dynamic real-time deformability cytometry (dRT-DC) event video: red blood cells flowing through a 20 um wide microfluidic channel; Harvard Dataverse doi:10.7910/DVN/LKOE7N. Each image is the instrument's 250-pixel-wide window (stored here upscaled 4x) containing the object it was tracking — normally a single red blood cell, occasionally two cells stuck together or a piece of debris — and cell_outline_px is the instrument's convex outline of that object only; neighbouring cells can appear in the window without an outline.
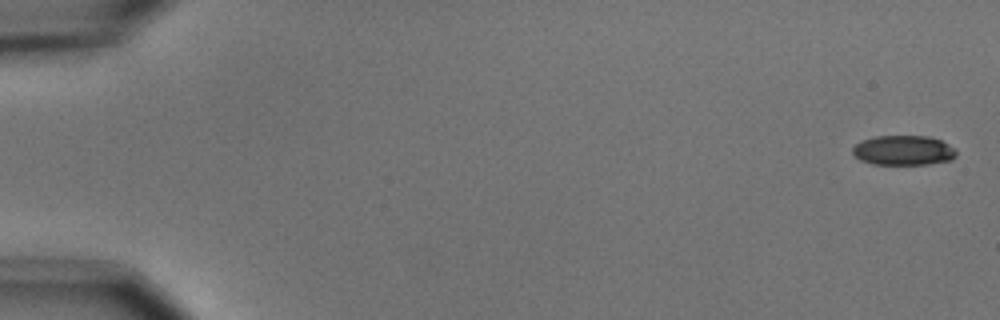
{"species": "common noctule bat (a hibernating species)", "species_latin": "Nyctalus noctula", "temperature_condition": "cold", "stored_images_in_passage": 6, "camera_frame_rate_fps": 3000, "um_per_image_px": 0.085, "animal": {"sex": "male", "body_mass_g": 15.6}, "frame": {"image": 1, "passage_image": 1, "time_ms": 0.0, "image_size_px": [1000, 320], "cell_outline_px": [[956, 156], [952, 160], [928, 164], [872, 164], [860, 160], [852, 152], [852, 148], [856, 144], [864, 140], [876, 136], [928, 136], [940, 140], [948, 144], [956, 152]], "centroid_in_image_um": [76.79, 12.78], "position_along_channel_um": 8.2, "area_um2": 17.86}}
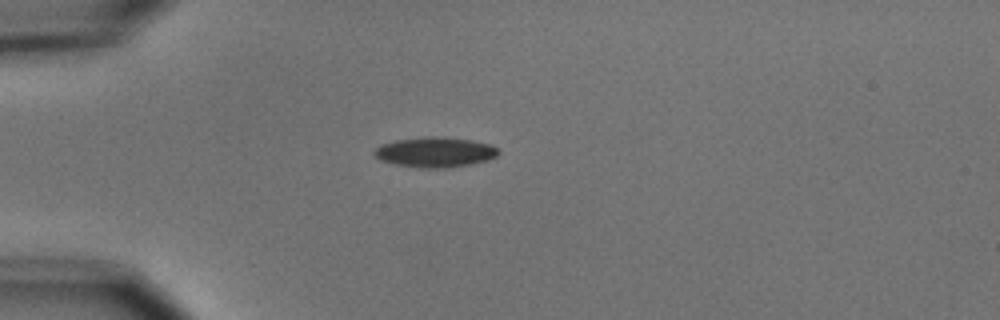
{"frame": {"image": 2, "passage_image": 5, "time_ms": 4.667, "image_size_px": [1000, 320], "cell_outline_px": [[500, 152], [496, 156], [488, 160], [448, 168], [416, 168], [392, 164], [380, 160], [372, 152], [380, 144], [396, 140], [428, 136], [444, 136], [472, 140], [488, 144], [496, 148]], "centroid_in_image_um": [36.94, 12.93], "position_along_channel_um": 48.1, "area_um2": 21.96}}